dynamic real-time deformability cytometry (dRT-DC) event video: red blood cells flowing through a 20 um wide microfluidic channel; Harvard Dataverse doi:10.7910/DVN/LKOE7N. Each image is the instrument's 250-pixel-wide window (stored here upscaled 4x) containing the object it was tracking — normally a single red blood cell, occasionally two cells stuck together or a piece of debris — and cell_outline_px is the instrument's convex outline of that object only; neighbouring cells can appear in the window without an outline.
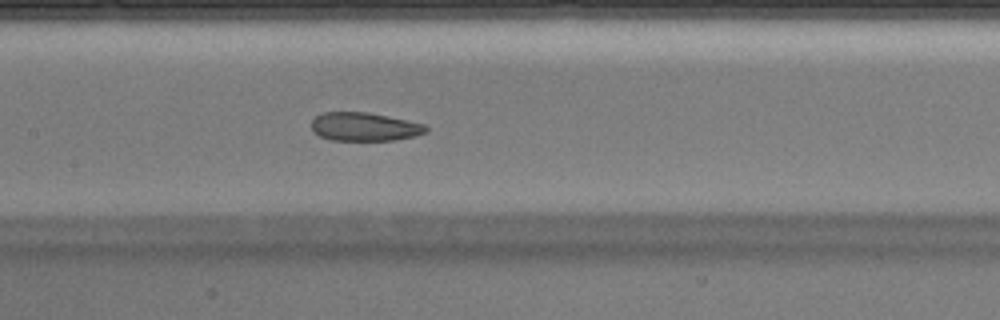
{"species": "Egyptian fruit bat (a non-hibernating species)", "species_latin": "Rousettus aegyptiacus", "temperature_condition": "warm", "stored_images_in_passage": 34, "segment_of_instrument_passage": [1, 2], "camera_frame_rate_fps": 3000, "um_per_image_px": 0.085, "animal": {"sex": "male"}, "frame": {"image": 1, "passage_image": 10, "time_ms": 3.0, "image_size_px": [1000, 320], "cell_outline_px": [[428, 132], [416, 136], [396, 140], [332, 140], [320, 136], [312, 128], [312, 120], [316, 116], [324, 112], [368, 112], [388, 116], [424, 124], [428, 128]], "centroid_in_image_um": [31.02, 10.77], "position_along_channel_um": 176.4, "area_um2": 18.96}}
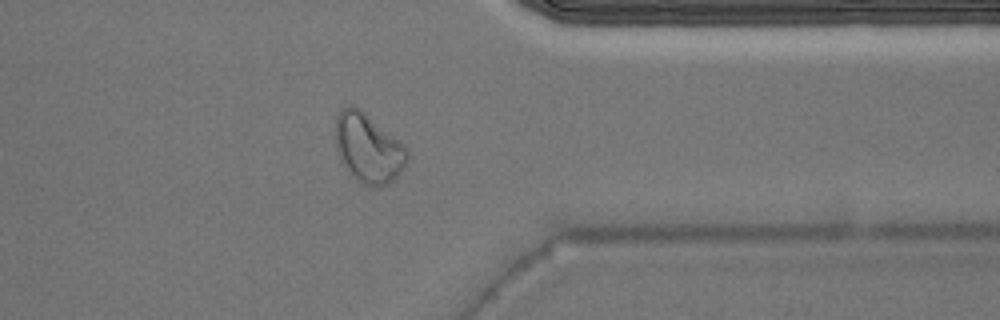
{"frame": {"image": 2, "passage_image": 24, "time_ms": 7.667, "image_size_px": [1000, 320], "cell_outline_px": [[408, 160], [400, 172], [388, 184], [364, 184], [348, 168], [336, 148], [336, 116], [340, 108], [348, 104], [352, 104], [360, 108], [404, 144], [408, 152]], "centroid_in_image_um": [31.31, 12.49], "position_along_channel_um": 380.1, "area_um2": 28.15}}
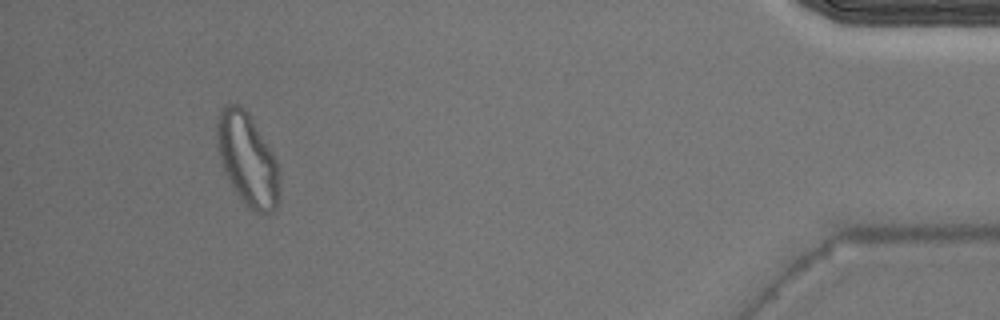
{"frame": {"image": 3, "passage_image": 30, "time_ms": 9.667, "image_size_px": [1000, 320], "cell_outline_px": [[276, 208], [272, 212], [256, 212], [244, 204], [240, 200], [228, 180], [220, 160], [216, 144], [216, 120], [224, 104], [236, 104], [244, 108], [248, 112], [272, 152], [276, 160]], "centroid_in_image_um": [20.95, 13.5], "position_along_channel_um": 414.3, "area_um2": 32.95}}